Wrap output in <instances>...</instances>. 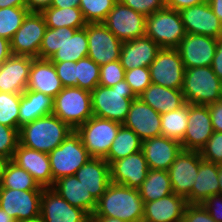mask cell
I'll list each match as a JSON object with an SVG mask.
<instances>
[{"instance_id":"1","label":"cell","mask_w":222,"mask_h":222,"mask_svg":"<svg viewBox=\"0 0 222 222\" xmlns=\"http://www.w3.org/2000/svg\"><path fill=\"white\" fill-rule=\"evenodd\" d=\"M144 202L138 189L110 183L97 201L92 216L117 218L126 222H142Z\"/></svg>"},{"instance_id":"2","label":"cell","mask_w":222,"mask_h":222,"mask_svg":"<svg viewBox=\"0 0 222 222\" xmlns=\"http://www.w3.org/2000/svg\"><path fill=\"white\" fill-rule=\"evenodd\" d=\"M73 131L68 124L50 114L23 125L19 130V143L49 154Z\"/></svg>"},{"instance_id":"3","label":"cell","mask_w":222,"mask_h":222,"mask_svg":"<svg viewBox=\"0 0 222 222\" xmlns=\"http://www.w3.org/2000/svg\"><path fill=\"white\" fill-rule=\"evenodd\" d=\"M136 98L125 80L112 87L98 85L91 91L93 116L123 124Z\"/></svg>"},{"instance_id":"4","label":"cell","mask_w":222,"mask_h":222,"mask_svg":"<svg viewBox=\"0 0 222 222\" xmlns=\"http://www.w3.org/2000/svg\"><path fill=\"white\" fill-rule=\"evenodd\" d=\"M186 103L209 105L222 98V81L211 66L185 69L181 89Z\"/></svg>"},{"instance_id":"5","label":"cell","mask_w":222,"mask_h":222,"mask_svg":"<svg viewBox=\"0 0 222 222\" xmlns=\"http://www.w3.org/2000/svg\"><path fill=\"white\" fill-rule=\"evenodd\" d=\"M53 114L76 130L93 116L91 92L79 87H64L54 97Z\"/></svg>"},{"instance_id":"6","label":"cell","mask_w":222,"mask_h":222,"mask_svg":"<svg viewBox=\"0 0 222 222\" xmlns=\"http://www.w3.org/2000/svg\"><path fill=\"white\" fill-rule=\"evenodd\" d=\"M145 35L160 48L177 49L186 35L180 12L164 7L147 16Z\"/></svg>"},{"instance_id":"7","label":"cell","mask_w":222,"mask_h":222,"mask_svg":"<svg viewBox=\"0 0 222 222\" xmlns=\"http://www.w3.org/2000/svg\"><path fill=\"white\" fill-rule=\"evenodd\" d=\"M54 182L75 173L91 158L83 146L80 135L74 130L48 154Z\"/></svg>"},{"instance_id":"8","label":"cell","mask_w":222,"mask_h":222,"mask_svg":"<svg viewBox=\"0 0 222 222\" xmlns=\"http://www.w3.org/2000/svg\"><path fill=\"white\" fill-rule=\"evenodd\" d=\"M122 124L96 116L90 117L75 131L93 158H105Z\"/></svg>"},{"instance_id":"9","label":"cell","mask_w":222,"mask_h":222,"mask_svg":"<svg viewBox=\"0 0 222 222\" xmlns=\"http://www.w3.org/2000/svg\"><path fill=\"white\" fill-rule=\"evenodd\" d=\"M46 29L43 14L29 12L10 41L12 55L39 58V49Z\"/></svg>"},{"instance_id":"10","label":"cell","mask_w":222,"mask_h":222,"mask_svg":"<svg viewBox=\"0 0 222 222\" xmlns=\"http://www.w3.org/2000/svg\"><path fill=\"white\" fill-rule=\"evenodd\" d=\"M43 190L0 188V207L16 222L40 217V200Z\"/></svg>"},{"instance_id":"11","label":"cell","mask_w":222,"mask_h":222,"mask_svg":"<svg viewBox=\"0 0 222 222\" xmlns=\"http://www.w3.org/2000/svg\"><path fill=\"white\" fill-rule=\"evenodd\" d=\"M149 70L153 84L182 89L185 67L178 49L161 48Z\"/></svg>"},{"instance_id":"12","label":"cell","mask_w":222,"mask_h":222,"mask_svg":"<svg viewBox=\"0 0 222 222\" xmlns=\"http://www.w3.org/2000/svg\"><path fill=\"white\" fill-rule=\"evenodd\" d=\"M200 151L183 150L177 155L168 169L173 193L186 199L191 204V190L198 175Z\"/></svg>"},{"instance_id":"13","label":"cell","mask_w":222,"mask_h":222,"mask_svg":"<svg viewBox=\"0 0 222 222\" xmlns=\"http://www.w3.org/2000/svg\"><path fill=\"white\" fill-rule=\"evenodd\" d=\"M88 55L99 66L120 59L123 42L103 23H87Z\"/></svg>"},{"instance_id":"14","label":"cell","mask_w":222,"mask_h":222,"mask_svg":"<svg viewBox=\"0 0 222 222\" xmlns=\"http://www.w3.org/2000/svg\"><path fill=\"white\" fill-rule=\"evenodd\" d=\"M103 24L122 42L145 36L146 17L118 0Z\"/></svg>"},{"instance_id":"15","label":"cell","mask_w":222,"mask_h":222,"mask_svg":"<svg viewBox=\"0 0 222 222\" xmlns=\"http://www.w3.org/2000/svg\"><path fill=\"white\" fill-rule=\"evenodd\" d=\"M40 218L43 222H91L83 209L70 205L52 188L43 189Z\"/></svg>"},{"instance_id":"16","label":"cell","mask_w":222,"mask_h":222,"mask_svg":"<svg viewBox=\"0 0 222 222\" xmlns=\"http://www.w3.org/2000/svg\"><path fill=\"white\" fill-rule=\"evenodd\" d=\"M217 40L210 36L186 33L177 48L185 69L211 66L217 48Z\"/></svg>"},{"instance_id":"17","label":"cell","mask_w":222,"mask_h":222,"mask_svg":"<svg viewBox=\"0 0 222 222\" xmlns=\"http://www.w3.org/2000/svg\"><path fill=\"white\" fill-rule=\"evenodd\" d=\"M213 133L208 106L189 103L188 126L181 142L182 149L200 151Z\"/></svg>"},{"instance_id":"18","label":"cell","mask_w":222,"mask_h":222,"mask_svg":"<svg viewBox=\"0 0 222 222\" xmlns=\"http://www.w3.org/2000/svg\"><path fill=\"white\" fill-rule=\"evenodd\" d=\"M160 117V113L138 97L132 101L123 125L133 130L143 142L162 136Z\"/></svg>"},{"instance_id":"19","label":"cell","mask_w":222,"mask_h":222,"mask_svg":"<svg viewBox=\"0 0 222 222\" xmlns=\"http://www.w3.org/2000/svg\"><path fill=\"white\" fill-rule=\"evenodd\" d=\"M180 12L185 32L200 34L219 39L222 33V22L214 14L208 1L185 8Z\"/></svg>"},{"instance_id":"20","label":"cell","mask_w":222,"mask_h":222,"mask_svg":"<svg viewBox=\"0 0 222 222\" xmlns=\"http://www.w3.org/2000/svg\"><path fill=\"white\" fill-rule=\"evenodd\" d=\"M149 167L141 151L110 164V180L114 184L138 189L145 180Z\"/></svg>"},{"instance_id":"21","label":"cell","mask_w":222,"mask_h":222,"mask_svg":"<svg viewBox=\"0 0 222 222\" xmlns=\"http://www.w3.org/2000/svg\"><path fill=\"white\" fill-rule=\"evenodd\" d=\"M12 161L30 173L39 186L53 187V176L47 153L27 148L18 143Z\"/></svg>"},{"instance_id":"22","label":"cell","mask_w":222,"mask_h":222,"mask_svg":"<svg viewBox=\"0 0 222 222\" xmlns=\"http://www.w3.org/2000/svg\"><path fill=\"white\" fill-rule=\"evenodd\" d=\"M33 57L11 55L0 65V92L22 94L27 87Z\"/></svg>"},{"instance_id":"23","label":"cell","mask_w":222,"mask_h":222,"mask_svg":"<svg viewBox=\"0 0 222 222\" xmlns=\"http://www.w3.org/2000/svg\"><path fill=\"white\" fill-rule=\"evenodd\" d=\"M141 150L149 169L168 171L182 146L176 140L159 136L143 141Z\"/></svg>"},{"instance_id":"24","label":"cell","mask_w":222,"mask_h":222,"mask_svg":"<svg viewBox=\"0 0 222 222\" xmlns=\"http://www.w3.org/2000/svg\"><path fill=\"white\" fill-rule=\"evenodd\" d=\"M160 49L157 43L145 35L123 42L119 60L125 71L138 67L149 68Z\"/></svg>"},{"instance_id":"25","label":"cell","mask_w":222,"mask_h":222,"mask_svg":"<svg viewBox=\"0 0 222 222\" xmlns=\"http://www.w3.org/2000/svg\"><path fill=\"white\" fill-rule=\"evenodd\" d=\"M75 176L98 201L111 183L110 164L104 158L91 157L76 173Z\"/></svg>"},{"instance_id":"26","label":"cell","mask_w":222,"mask_h":222,"mask_svg":"<svg viewBox=\"0 0 222 222\" xmlns=\"http://www.w3.org/2000/svg\"><path fill=\"white\" fill-rule=\"evenodd\" d=\"M63 88L53 62L33 58L26 90L39 91L54 98Z\"/></svg>"},{"instance_id":"27","label":"cell","mask_w":222,"mask_h":222,"mask_svg":"<svg viewBox=\"0 0 222 222\" xmlns=\"http://www.w3.org/2000/svg\"><path fill=\"white\" fill-rule=\"evenodd\" d=\"M186 205V199L175 193L152 202H144L142 222H182Z\"/></svg>"},{"instance_id":"28","label":"cell","mask_w":222,"mask_h":222,"mask_svg":"<svg viewBox=\"0 0 222 222\" xmlns=\"http://www.w3.org/2000/svg\"><path fill=\"white\" fill-rule=\"evenodd\" d=\"M70 205L83 209L90 217L96 210L97 201L75 175L62 177L52 187Z\"/></svg>"},{"instance_id":"29","label":"cell","mask_w":222,"mask_h":222,"mask_svg":"<svg viewBox=\"0 0 222 222\" xmlns=\"http://www.w3.org/2000/svg\"><path fill=\"white\" fill-rule=\"evenodd\" d=\"M139 98L160 114L178 110L186 104L181 89H171L151 83Z\"/></svg>"},{"instance_id":"30","label":"cell","mask_w":222,"mask_h":222,"mask_svg":"<svg viewBox=\"0 0 222 222\" xmlns=\"http://www.w3.org/2000/svg\"><path fill=\"white\" fill-rule=\"evenodd\" d=\"M53 101L54 98L42 92L25 90L20 99L19 130L27 123L53 114Z\"/></svg>"},{"instance_id":"31","label":"cell","mask_w":222,"mask_h":222,"mask_svg":"<svg viewBox=\"0 0 222 222\" xmlns=\"http://www.w3.org/2000/svg\"><path fill=\"white\" fill-rule=\"evenodd\" d=\"M218 164L201 160L198 175L191 190V204H201L219 194Z\"/></svg>"},{"instance_id":"32","label":"cell","mask_w":222,"mask_h":222,"mask_svg":"<svg viewBox=\"0 0 222 222\" xmlns=\"http://www.w3.org/2000/svg\"><path fill=\"white\" fill-rule=\"evenodd\" d=\"M138 191L143 202H152L172 194L173 188L168 171L149 169Z\"/></svg>"},{"instance_id":"33","label":"cell","mask_w":222,"mask_h":222,"mask_svg":"<svg viewBox=\"0 0 222 222\" xmlns=\"http://www.w3.org/2000/svg\"><path fill=\"white\" fill-rule=\"evenodd\" d=\"M141 148L142 141L138 135L122 124L113 140L108 155L104 159L107 163L111 164L116 160L141 151Z\"/></svg>"},{"instance_id":"34","label":"cell","mask_w":222,"mask_h":222,"mask_svg":"<svg viewBox=\"0 0 222 222\" xmlns=\"http://www.w3.org/2000/svg\"><path fill=\"white\" fill-rule=\"evenodd\" d=\"M48 28H84L87 24L79 7H49L41 12Z\"/></svg>"},{"instance_id":"35","label":"cell","mask_w":222,"mask_h":222,"mask_svg":"<svg viewBox=\"0 0 222 222\" xmlns=\"http://www.w3.org/2000/svg\"><path fill=\"white\" fill-rule=\"evenodd\" d=\"M88 55V38L86 28L77 29L72 37L50 59L52 62L72 61L77 62Z\"/></svg>"},{"instance_id":"36","label":"cell","mask_w":222,"mask_h":222,"mask_svg":"<svg viewBox=\"0 0 222 222\" xmlns=\"http://www.w3.org/2000/svg\"><path fill=\"white\" fill-rule=\"evenodd\" d=\"M189 103L178 110L161 114L162 136L182 142L188 126Z\"/></svg>"},{"instance_id":"37","label":"cell","mask_w":222,"mask_h":222,"mask_svg":"<svg viewBox=\"0 0 222 222\" xmlns=\"http://www.w3.org/2000/svg\"><path fill=\"white\" fill-rule=\"evenodd\" d=\"M0 188L18 190H43L34 178L23 168L12 160H7L4 167L2 183Z\"/></svg>"},{"instance_id":"38","label":"cell","mask_w":222,"mask_h":222,"mask_svg":"<svg viewBox=\"0 0 222 222\" xmlns=\"http://www.w3.org/2000/svg\"><path fill=\"white\" fill-rule=\"evenodd\" d=\"M76 30L77 29L69 27H47L39 49V58L50 60L64 42L69 37H72Z\"/></svg>"},{"instance_id":"39","label":"cell","mask_w":222,"mask_h":222,"mask_svg":"<svg viewBox=\"0 0 222 222\" xmlns=\"http://www.w3.org/2000/svg\"><path fill=\"white\" fill-rule=\"evenodd\" d=\"M28 13L27 7L0 8V37L11 41Z\"/></svg>"},{"instance_id":"40","label":"cell","mask_w":222,"mask_h":222,"mask_svg":"<svg viewBox=\"0 0 222 222\" xmlns=\"http://www.w3.org/2000/svg\"><path fill=\"white\" fill-rule=\"evenodd\" d=\"M77 87L92 91L99 85L100 66L91 58L85 57L76 62Z\"/></svg>"},{"instance_id":"41","label":"cell","mask_w":222,"mask_h":222,"mask_svg":"<svg viewBox=\"0 0 222 222\" xmlns=\"http://www.w3.org/2000/svg\"><path fill=\"white\" fill-rule=\"evenodd\" d=\"M21 94L0 92V124L19 129Z\"/></svg>"},{"instance_id":"42","label":"cell","mask_w":222,"mask_h":222,"mask_svg":"<svg viewBox=\"0 0 222 222\" xmlns=\"http://www.w3.org/2000/svg\"><path fill=\"white\" fill-rule=\"evenodd\" d=\"M117 0H81L79 8L87 23H103Z\"/></svg>"},{"instance_id":"43","label":"cell","mask_w":222,"mask_h":222,"mask_svg":"<svg viewBox=\"0 0 222 222\" xmlns=\"http://www.w3.org/2000/svg\"><path fill=\"white\" fill-rule=\"evenodd\" d=\"M124 80L130 85L131 90L137 98L152 83L150 70L145 67H138L125 71Z\"/></svg>"},{"instance_id":"44","label":"cell","mask_w":222,"mask_h":222,"mask_svg":"<svg viewBox=\"0 0 222 222\" xmlns=\"http://www.w3.org/2000/svg\"><path fill=\"white\" fill-rule=\"evenodd\" d=\"M19 143V129L0 124V157L12 160Z\"/></svg>"},{"instance_id":"45","label":"cell","mask_w":222,"mask_h":222,"mask_svg":"<svg viewBox=\"0 0 222 222\" xmlns=\"http://www.w3.org/2000/svg\"><path fill=\"white\" fill-rule=\"evenodd\" d=\"M124 78L125 69L121 65L120 60H115L100 66L99 85L112 87L118 82L124 80Z\"/></svg>"},{"instance_id":"46","label":"cell","mask_w":222,"mask_h":222,"mask_svg":"<svg viewBox=\"0 0 222 222\" xmlns=\"http://www.w3.org/2000/svg\"><path fill=\"white\" fill-rule=\"evenodd\" d=\"M200 154L205 161L222 164V132L214 131Z\"/></svg>"},{"instance_id":"47","label":"cell","mask_w":222,"mask_h":222,"mask_svg":"<svg viewBox=\"0 0 222 222\" xmlns=\"http://www.w3.org/2000/svg\"><path fill=\"white\" fill-rule=\"evenodd\" d=\"M125 6L143 14L145 17L162 10L165 7L164 0H118Z\"/></svg>"},{"instance_id":"48","label":"cell","mask_w":222,"mask_h":222,"mask_svg":"<svg viewBox=\"0 0 222 222\" xmlns=\"http://www.w3.org/2000/svg\"><path fill=\"white\" fill-rule=\"evenodd\" d=\"M63 87H77L76 62H53Z\"/></svg>"},{"instance_id":"49","label":"cell","mask_w":222,"mask_h":222,"mask_svg":"<svg viewBox=\"0 0 222 222\" xmlns=\"http://www.w3.org/2000/svg\"><path fill=\"white\" fill-rule=\"evenodd\" d=\"M182 222H216L202 204H187Z\"/></svg>"},{"instance_id":"50","label":"cell","mask_w":222,"mask_h":222,"mask_svg":"<svg viewBox=\"0 0 222 222\" xmlns=\"http://www.w3.org/2000/svg\"><path fill=\"white\" fill-rule=\"evenodd\" d=\"M201 204L216 222H222V195L210 196Z\"/></svg>"},{"instance_id":"51","label":"cell","mask_w":222,"mask_h":222,"mask_svg":"<svg viewBox=\"0 0 222 222\" xmlns=\"http://www.w3.org/2000/svg\"><path fill=\"white\" fill-rule=\"evenodd\" d=\"M208 106L214 131L222 132V98Z\"/></svg>"},{"instance_id":"52","label":"cell","mask_w":222,"mask_h":222,"mask_svg":"<svg viewBox=\"0 0 222 222\" xmlns=\"http://www.w3.org/2000/svg\"><path fill=\"white\" fill-rule=\"evenodd\" d=\"M207 0H164L165 7L181 11L194 5L201 4Z\"/></svg>"},{"instance_id":"53","label":"cell","mask_w":222,"mask_h":222,"mask_svg":"<svg viewBox=\"0 0 222 222\" xmlns=\"http://www.w3.org/2000/svg\"><path fill=\"white\" fill-rule=\"evenodd\" d=\"M212 70L216 76L222 81V40H217V48L212 61Z\"/></svg>"},{"instance_id":"54","label":"cell","mask_w":222,"mask_h":222,"mask_svg":"<svg viewBox=\"0 0 222 222\" xmlns=\"http://www.w3.org/2000/svg\"><path fill=\"white\" fill-rule=\"evenodd\" d=\"M29 12H42L49 8L52 0H26Z\"/></svg>"},{"instance_id":"55","label":"cell","mask_w":222,"mask_h":222,"mask_svg":"<svg viewBox=\"0 0 222 222\" xmlns=\"http://www.w3.org/2000/svg\"><path fill=\"white\" fill-rule=\"evenodd\" d=\"M12 55L10 41L0 37V65Z\"/></svg>"},{"instance_id":"56","label":"cell","mask_w":222,"mask_h":222,"mask_svg":"<svg viewBox=\"0 0 222 222\" xmlns=\"http://www.w3.org/2000/svg\"><path fill=\"white\" fill-rule=\"evenodd\" d=\"M81 0H52L50 7L68 8L79 7Z\"/></svg>"},{"instance_id":"57","label":"cell","mask_w":222,"mask_h":222,"mask_svg":"<svg viewBox=\"0 0 222 222\" xmlns=\"http://www.w3.org/2000/svg\"><path fill=\"white\" fill-rule=\"evenodd\" d=\"M4 7H27L26 0H0V8Z\"/></svg>"},{"instance_id":"58","label":"cell","mask_w":222,"mask_h":222,"mask_svg":"<svg viewBox=\"0 0 222 222\" xmlns=\"http://www.w3.org/2000/svg\"><path fill=\"white\" fill-rule=\"evenodd\" d=\"M214 14L222 22V0H207Z\"/></svg>"},{"instance_id":"59","label":"cell","mask_w":222,"mask_h":222,"mask_svg":"<svg viewBox=\"0 0 222 222\" xmlns=\"http://www.w3.org/2000/svg\"><path fill=\"white\" fill-rule=\"evenodd\" d=\"M91 222H126V221L112 217L91 216Z\"/></svg>"},{"instance_id":"60","label":"cell","mask_w":222,"mask_h":222,"mask_svg":"<svg viewBox=\"0 0 222 222\" xmlns=\"http://www.w3.org/2000/svg\"><path fill=\"white\" fill-rule=\"evenodd\" d=\"M0 222H16L0 207Z\"/></svg>"},{"instance_id":"61","label":"cell","mask_w":222,"mask_h":222,"mask_svg":"<svg viewBox=\"0 0 222 222\" xmlns=\"http://www.w3.org/2000/svg\"><path fill=\"white\" fill-rule=\"evenodd\" d=\"M219 195H222V164H218Z\"/></svg>"},{"instance_id":"62","label":"cell","mask_w":222,"mask_h":222,"mask_svg":"<svg viewBox=\"0 0 222 222\" xmlns=\"http://www.w3.org/2000/svg\"><path fill=\"white\" fill-rule=\"evenodd\" d=\"M7 163V160L0 157V187H1V183H2V177H3V171H4V167Z\"/></svg>"},{"instance_id":"63","label":"cell","mask_w":222,"mask_h":222,"mask_svg":"<svg viewBox=\"0 0 222 222\" xmlns=\"http://www.w3.org/2000/svg\"><path fill=\"white\" fill-rule=\"evenodd\" d=\"M18 222H43L42 219L39 217L35 220H26V221H18Z\"/></svg>"}]
</instances>
